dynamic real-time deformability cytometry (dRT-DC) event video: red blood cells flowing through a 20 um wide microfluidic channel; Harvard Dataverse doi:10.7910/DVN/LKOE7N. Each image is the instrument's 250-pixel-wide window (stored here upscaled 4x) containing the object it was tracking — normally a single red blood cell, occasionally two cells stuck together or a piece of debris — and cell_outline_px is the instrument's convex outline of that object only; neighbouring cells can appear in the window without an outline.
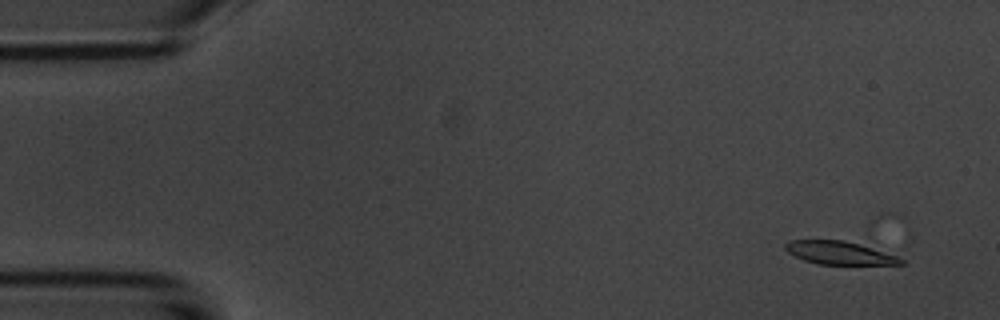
{"species": "common noctule bat (a hibernating species)", "species_latin": "Nyctalus noctula", "temperature_condition": "room temperature", "stored_images_in_passage": 5, "segment_of_instrument_passage": [2, 2], "camera_frame_rate_fps": 3000, "um_per_image_px": 0.085, "animal": {"sex": "male", "body_mass_g": 20.1, "forearm_length_mm": 53.5}, "frame": {"image": 1, "passage_image": 5, "time_ms": 5.667, "image_size_px": [1000, 320], "cell_outline_px": [[904, 264], [820, 264], [804, 260], [788, 252], [784, 248], [784, 244], [792, 240], [860, 240], [896, 252], [904, 260]], "centroid_in_image_um": [71.58, 21.45], "position_along_channel_um": 13.4, "area_um2": 16.65}}